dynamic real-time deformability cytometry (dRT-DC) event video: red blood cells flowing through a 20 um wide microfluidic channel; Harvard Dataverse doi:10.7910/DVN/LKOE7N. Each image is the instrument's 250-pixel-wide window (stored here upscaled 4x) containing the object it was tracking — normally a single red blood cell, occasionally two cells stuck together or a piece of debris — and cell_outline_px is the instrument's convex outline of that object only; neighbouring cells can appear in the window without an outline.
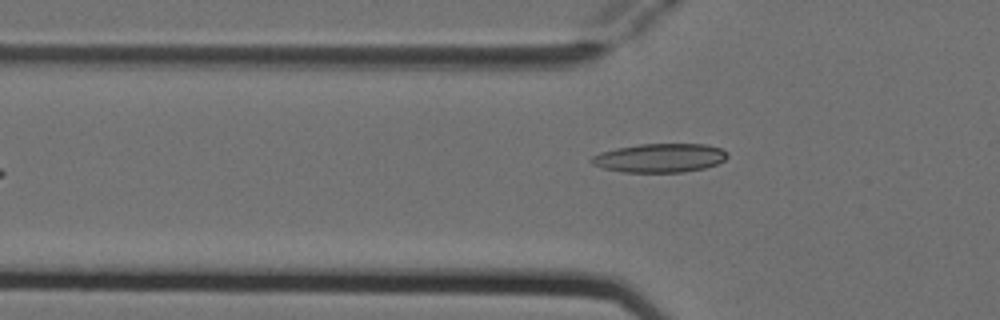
{"species": "Egyptian fruit bat (a non-hibernating species)", "species_latin": "Rousettus aegyptiacus", "temperature_condition": "cold", "stored_images_in_passage": 5, "camera_frame_rate_fps": 3000, "um_per_image_px": 0.085, "animal": {"sex": "female"}, "frame": {"image": 1, "passage_image": 5, "time_ms": 1.333, "image_size_px": [1000, 320], "cell_outline_px": [[728, 156], [724, 160], [716, 164], [704, 168], [684, 172], [624, 172], [604, 168], [592, 164], [588, 160], [592, 156], [600, 152], [616, 148], [640, 144], [704, 144], [720, 148], [728, 152]], "centroid_in_image_um": [56.07, 13.42], "position_along_channel_um": 69.7, "area_um2": 22.83}}